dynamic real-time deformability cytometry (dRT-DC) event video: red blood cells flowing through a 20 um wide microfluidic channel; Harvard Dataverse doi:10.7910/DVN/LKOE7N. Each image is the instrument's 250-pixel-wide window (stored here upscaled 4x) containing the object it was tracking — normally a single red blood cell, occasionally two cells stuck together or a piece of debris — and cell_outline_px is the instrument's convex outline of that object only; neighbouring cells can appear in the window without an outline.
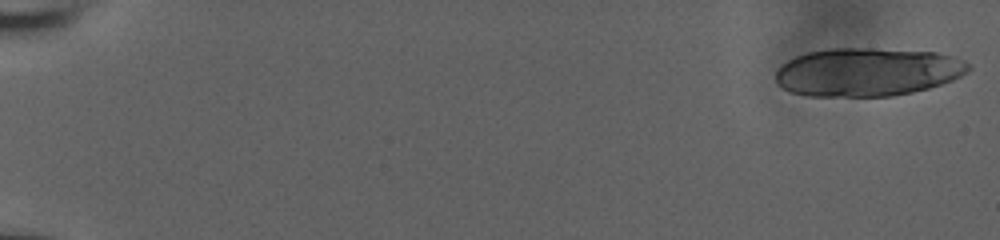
{"species": "human", "species_latin": "Homo sapiens", "temperature_condition": "room temperature", "stored_images_in_passage": 22, "camera_frame_rate_fps": 3000, "um_per_image_px": 0.085, "donor": {"sex": "male"}, "frame": {"image": 1, "passage_image": 1, "time_ms": 0.0, "image_size_px": [1000, 240], "cell_outline_px": [[972, 68], [968, 72], [952, 80], [928, 88], [912, 92], [892, 96], [808, 96], [788, 92], [780, 88], [776, 84], [776, 72], [780, 64], [796, 56], [808, 52], [832, 48], [868, 48], [936, 52], [952, 56], [964, 60], [972, 64]], "centroid_in_image_um": [73.71, 6.12], "position_along_channel_um": 11.3, "area_um2": 54.74}}
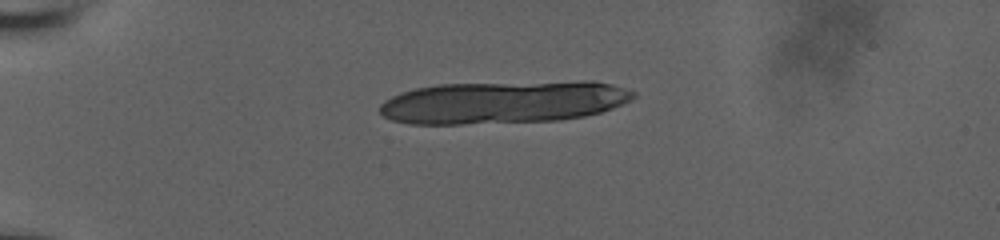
{"frame": {"image": 2, "passage_image": 15, "time_ms": 4.667, "image_size_px": [1000, 240], "cell_outline_px": [[636, 96], [612, 108], [600, 112], [584, 116], [560, 120], [460, 124], [408, 124], [392, 120], [384, 116], [380, 112], [380, 104], [384, 100], [400, 92], [416, 88], [440, 84], [592, 80], [612, 84], [636, 92]], "centroid_in_image_um": [42.76, 8.67], "position_along_channel_um": 42.2, "area_um2": 63.29}}